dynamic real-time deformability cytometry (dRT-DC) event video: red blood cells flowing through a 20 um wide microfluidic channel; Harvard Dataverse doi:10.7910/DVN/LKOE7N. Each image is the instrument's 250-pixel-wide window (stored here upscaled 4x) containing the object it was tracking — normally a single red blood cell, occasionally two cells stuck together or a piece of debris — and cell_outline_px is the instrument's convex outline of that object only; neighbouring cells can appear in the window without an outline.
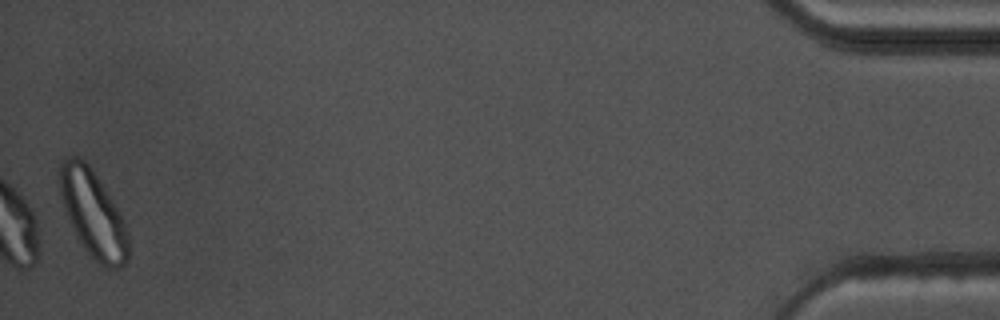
{"species": "common noctule bat (a hibernating species)", "species_latin": "Nyctalus noctula", "temperature_condition": "warm", "stored_images_in_passage": 39, "camera_frame_rate_fps": 3000, "um_per_image_px": 0.085, "animal": {"sex": "male", "body_mass_g": 17.5, "forearm_length_mm": 52.3}, "frame": {"image": 1, "passage_image": 39, "time_ms": 12.667, "image_size_px": [1000, 320], "cell_outline_px": [[128, 260], [120, 268], [108, 268], [100, 264], [84, 248], [64, 208], [60, 192], [60, 164], [64, 160], [72, 156], [76, 156], [84, 160], [88, 164], [120, 212], [124, 220], [128, 232]], "centroid_in_image_um": [7.94, 18.18], "position_along_channel_um": 427.3, "area_um2": 33.81}, "authors_computed_cell_mechanics": {"area_um2": 20.3456, "velocity_mm_per_s": 3.622, "shape_relaxation_time_tau1_ms": null, "shape_relaxation_time_tau2_ms": 8.1584, "deformation_change_tau1": null, "deformation_change_tau2": 0.1363}}